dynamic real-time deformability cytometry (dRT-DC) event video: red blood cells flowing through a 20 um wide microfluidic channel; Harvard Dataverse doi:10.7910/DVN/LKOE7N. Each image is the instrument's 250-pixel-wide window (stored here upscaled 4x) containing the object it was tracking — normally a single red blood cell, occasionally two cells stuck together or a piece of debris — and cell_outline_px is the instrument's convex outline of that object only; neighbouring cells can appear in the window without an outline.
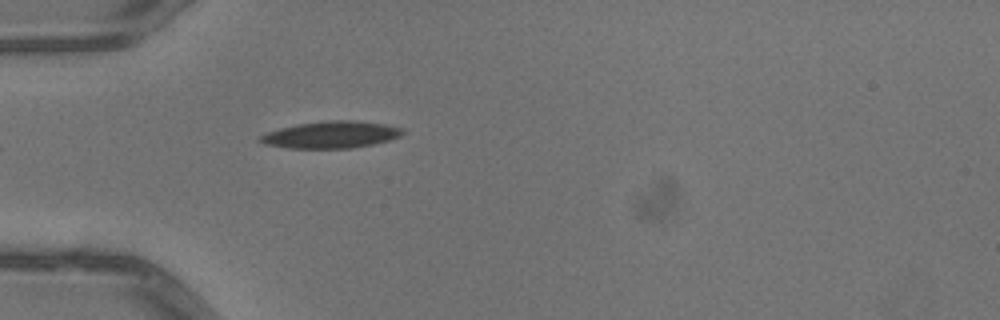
{"species": "common noctule bat (a hibernating species)", "species_latin": "Nyctalus noctula", "temperature_condition": "warm", "stored_images_in_passage": 13, "camera_frame_rate_fps": 3000, "um_per_image_px": 0.085, "animal": {"sex": "male", "body_mass_g": 13.3}, "frame": {"image": 1, "passage_image": 1, "time_ms": 0.0, "image_size_px": [1000, 320], "cell_outline_px": [[404, 132], [400, 136], [388, 140], [372, 144], [352, 148], [288, 148], [264, 144], [256, 140], [260, 136], [268, 132], [280, 128], [296, 124], [328, 120], [356, 120], [384, 124], [404, 128]], "centroid_in_image_um": [28.13, 11.44], "position_along_channel_um": 56.9, "area_um2": 22.37}}
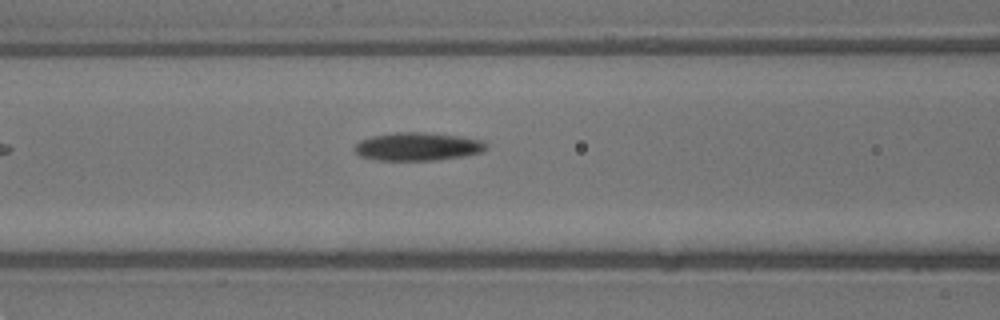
{"frame": {"image": 2, "passage_image": 7, "time_ms": 2.0, "image_size_px": [1000, 320], "cell_outline_px": [[488, 148], [484, 152], [464, 156], [436, 160], [376, 160], [360, 156], [356, 152], [356, 144], [360, 140], [372, 136], [396, 132], [424, 132], [460, 136], [484, 140], [488, 144]], "centroid_in_image_um": [35.57, 12.45], "position_along_channel_um": 131.0, "area_um2": 21.73}}
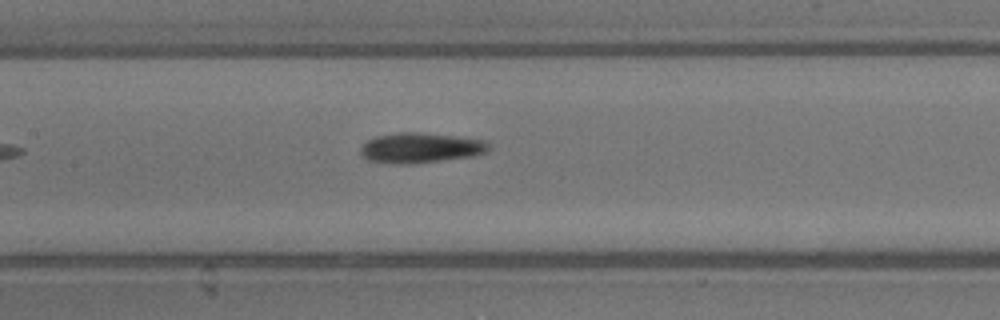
{"frame": {"image": 3, "passage_image": 10, "time_ms": 3.0, "image_size_px": [1000, 320], "cell_outline_px": [[492, 144], [488, 152], [476, 156], [412, 164], [392, 164], [368, 160], [360, 152], [360, 148], [368, 140], [376, 136], [396, 132], [420, 132], [456, 136], [488, 140]], "centroid_in_image_um": [35.82, 12.56], "position_along_channel_um": 171.6, "area_um2": 23.0}}